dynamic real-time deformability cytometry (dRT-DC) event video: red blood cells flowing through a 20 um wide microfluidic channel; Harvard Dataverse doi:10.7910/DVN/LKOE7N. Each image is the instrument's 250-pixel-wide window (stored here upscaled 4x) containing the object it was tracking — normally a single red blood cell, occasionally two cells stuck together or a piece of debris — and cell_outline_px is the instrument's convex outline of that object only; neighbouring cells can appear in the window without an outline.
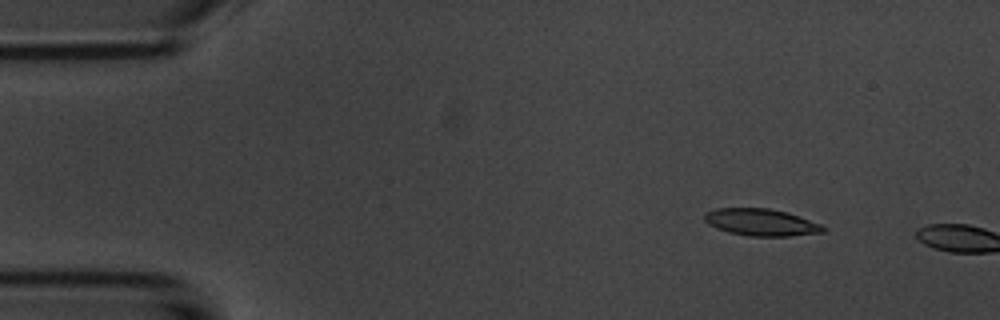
{"species": "common noctule bat (a hibernating species)", "species_latin": "Nyctalus noctula", "temperature_condition": "room temperature", "stored_images_in_passage": 2, "camera_frame_rate_fps": 3000, "um_per_image_px": 0.085, "animal": {"sex": "male", "body_mass_g": 20.1, "forearm_length_mm": 53.5}, "frame": {"image": 1, "passage_image": 1, "time_ms": 0.0, "image_size_px": [1000, 320], "cell_outline_px": [[824, 232], [788, 236], [748, 236], [728, 232], [716, 228], [708, 224], [704, 220], [704, 212], [716, 208], [768, 208], [788, 212], [820, 224], [824, 228]], "centroid_in_image_um": [64.64, 18.89], "position_along_channel_um": 20.4, "area_um2": 18.67}}